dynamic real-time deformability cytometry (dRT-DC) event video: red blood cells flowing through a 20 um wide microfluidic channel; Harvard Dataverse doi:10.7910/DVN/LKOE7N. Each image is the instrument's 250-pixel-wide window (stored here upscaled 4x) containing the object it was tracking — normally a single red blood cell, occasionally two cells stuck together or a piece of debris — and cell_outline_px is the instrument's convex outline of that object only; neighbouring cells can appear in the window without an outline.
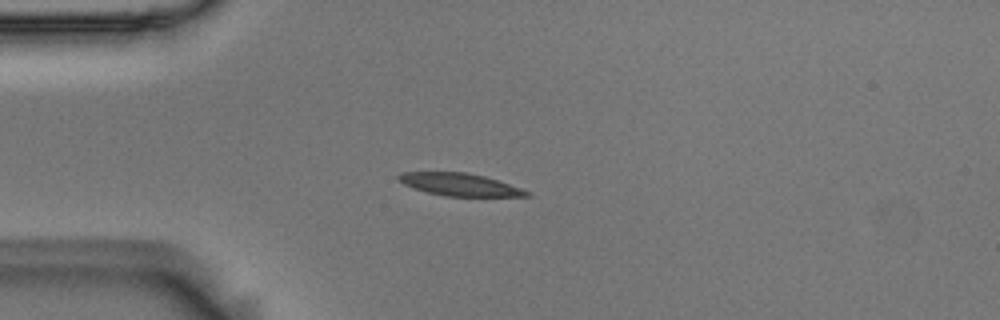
{"species": "Egyptian fruit bat (a non-hibernating species)", "species_latin": "Rousettus aegyptiacus", "temperature_condition": "room temperature", "stored_images_in_passage": 2, "camera_frame_rate_fps": 3000, "um_per_image_px": 0.085, "animal": {"sex": "male"}, "frame": {"image": 1, "passage_image": 1, "time_ms": 0.0, "image_size_px": [1000, 320], "cell_outline_px": [[532, 196], [444, 196], [428, 192], [404, 184], [396, 180], [396, 176], [400, 172], [468, 172], [484, 176], [532, 192]], "centroid_in_image_um": [39.05, 15.68], "position_along_channel_um": 45.9, "area_um2": 16.7}}